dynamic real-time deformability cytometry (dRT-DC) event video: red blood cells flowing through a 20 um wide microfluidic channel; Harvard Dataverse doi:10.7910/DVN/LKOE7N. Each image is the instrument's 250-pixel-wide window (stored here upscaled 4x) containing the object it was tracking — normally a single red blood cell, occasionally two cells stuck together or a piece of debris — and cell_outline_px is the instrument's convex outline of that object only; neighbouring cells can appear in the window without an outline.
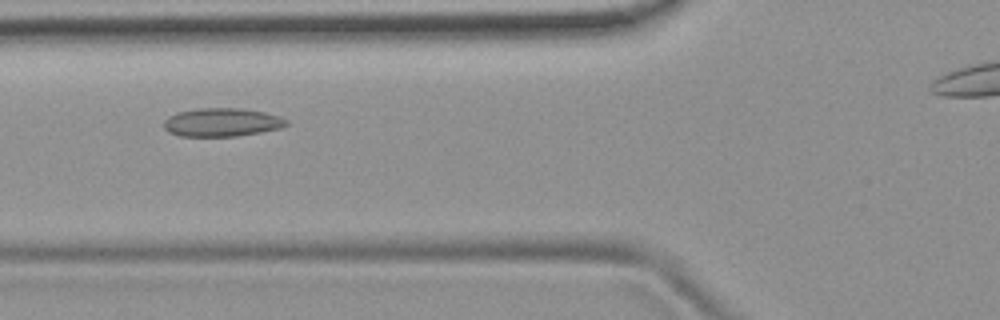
{"species": "common noctule bat (a hibernating species)", "species_latin": "Nyctalus noctula", "temperature_condition": "room temperature", "stored_images_in_passage": 37, "camera_frame_rate_fps": 3000, "um_per_image_px": 0.085, "animal": {"sex": "female", "body_mass_g": 19.9}, "frame": {"image": 1, "passage_image": 9, "time_ms": 2.667, "image_size_px": [1000, 320], "cell_outline_px": [[288, 124], [280, 128], [260, 132], [236, 136], [180, 136], [168, 132], [164, 128], [164, 120], [168, 116], [176, 112], [196, 108], [240, 108], [264, 112], [280, 116], [288, 120]], "centroid_in_image_um": [18.84, 10.39], "position_along_channel_um": 107.0, "area_um2": 20.4}}
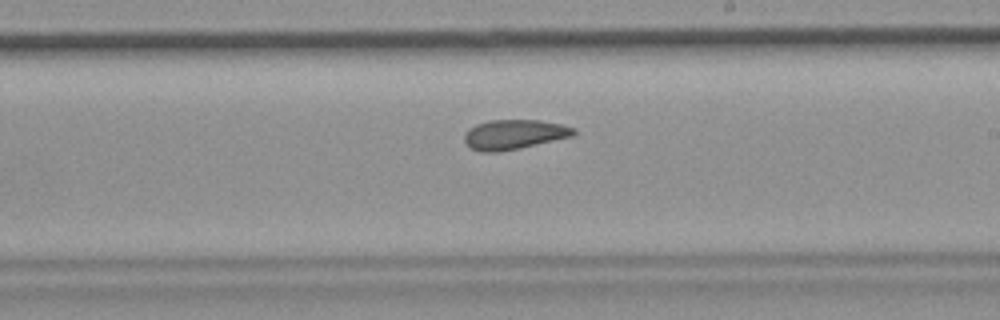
{"frame": {"image": 2, "passage_image": 20, "time_ms": 6.333, "image_size_px": [1000, 320], "cell_outline_px": [[576, 132], [572, 136], [520, 148], [496, 152], [480, 152], [472, 148], [464, 140], [464, 136], [468, 128], [476, 124], [492, 120], [540, 120], [560, 124], [576, 128]], "centroid_in_image_um": [43.69, 11.42], "position_along_channel_um": 245.3, "area_um2": 18.79}}
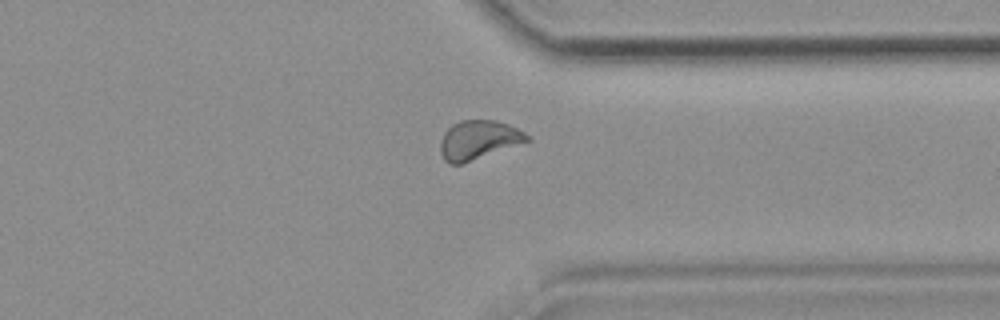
{"frame": {"image": 3, "passage_image": 30, "time_ms": 9.667, "image_size_px": [1000, 320], "cell_outline_px": [[532, 140], [460, 164], [448, 164], [444, 160], [440, 152], [440, 144], [444, 132], [452, 124], [460, 120], [492, 120], [508, 124], [532, 136]], "centroid_in_image_um": [40.67, 11.89], "position_along_channel_um": 370.7, "area_um2": 19.65}, "authors_computed_cell_mechanics": {"area_um2": 19.363, "velocity_mm_per_s": 3.7783, "shape_relaxation_time_tau1_ms": null, "shape_relaxation_time_tau2_ms": 4.2214, "deformation_change_tau1": null, "deformation_change_tau2": 0.091}}